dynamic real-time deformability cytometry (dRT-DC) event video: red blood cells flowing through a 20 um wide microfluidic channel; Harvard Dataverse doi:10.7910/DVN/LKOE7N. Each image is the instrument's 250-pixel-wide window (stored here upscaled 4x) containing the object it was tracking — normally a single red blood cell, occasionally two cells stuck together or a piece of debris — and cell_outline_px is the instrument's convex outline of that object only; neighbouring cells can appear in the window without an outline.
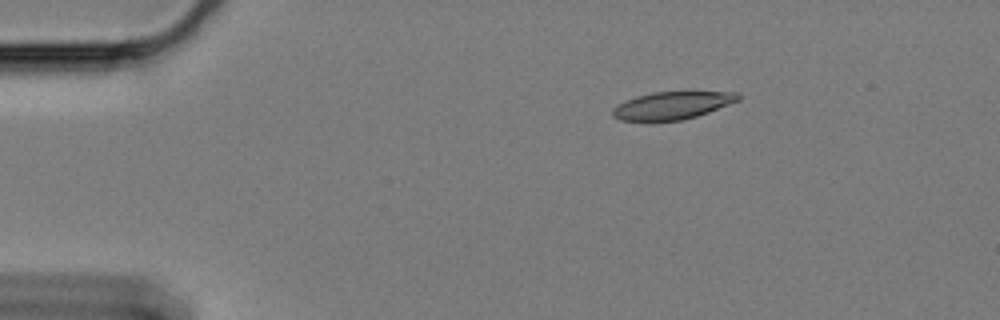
{"species": "Egyptian fruit bat (a non-hibernating species)", "species_latin": "Rousettus aegyptiacus", "temperature_condition": "cold", "stored_images_in_passage": 51, "camera_frame_rate_fps": 3000, "um_per_image_px": 0.085, "animal": {"sex": "female"}, "frame": {"image": 1, "passage_image": 1, "time_ms": 0.0, "image_size_px": [1000, 320], "cell_outline_px": [[740, 100], [708, 112], [696, 116], [680, 120], [620, 120], [612, 116], [612, 108], [636, 96], [652, 92], [740, 92]], "centroid_in_image_um": [57.16, 8.95], "position_along_channel_um": 27.8, "area_um2": 19.83}}
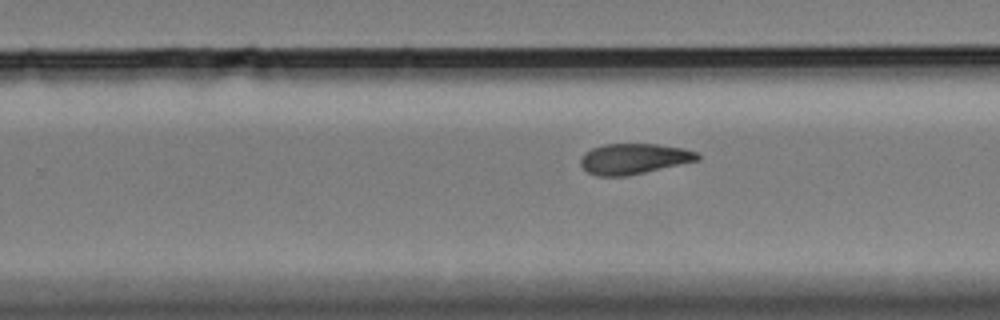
{"frame": {"image": 2, "passage_image": 29, "time_ms": 9.333, "image_size_px": [1000, 320], "cell_outline_px": [[700, 160], [628, 176], [596, 176], [588, 172], [580, 164], [580, 156], [584, 152], [592, 148], [604, 144], [656, 144], [684, 148], [696, 152], [700, 156]], "centroid_in_image_um": [53.86, 13.5], "position_along_channel_um": 275.9, "area_um2": 20.98}}
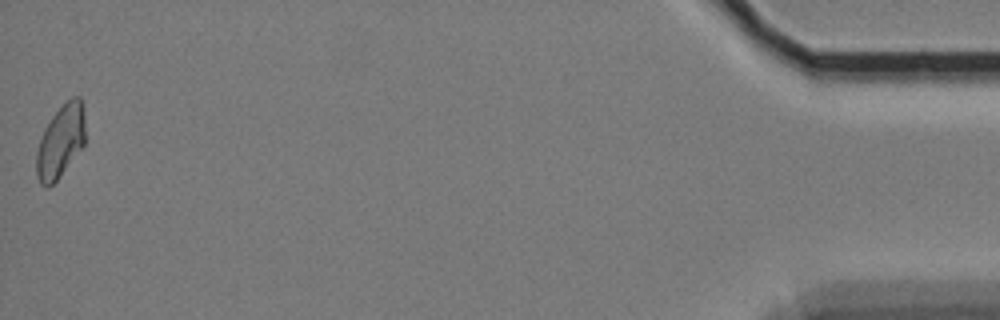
{"frame": {"image": 3, "passage_image": 51, "time_ms": 16.667, "image_size_px": [1000, 320], "cell_outline_px": [[84, 144], [60, 176], [48, 188], [44, 188], [40, 184], [36, 176], [36, 152], [40, 136], [44, 128], [52, 116], [72, 96], [80, 96], [84, 112]], "centroid_in_image_um": [5.11, 12.04], "position_along_channel_um": 430.1, "area_um2": 20.63}, "authors_computed_cell_mechanics": {"area_um2": 20.9814, "velocity_mm_per_s": 3.3215, "shape_relaxation_time_tau1_ms": null, "shape_relaxation_time_tau2_ms": 6.0726, "deformation_change_tau1": null, "deformation_change_tau2": 0.1239}}